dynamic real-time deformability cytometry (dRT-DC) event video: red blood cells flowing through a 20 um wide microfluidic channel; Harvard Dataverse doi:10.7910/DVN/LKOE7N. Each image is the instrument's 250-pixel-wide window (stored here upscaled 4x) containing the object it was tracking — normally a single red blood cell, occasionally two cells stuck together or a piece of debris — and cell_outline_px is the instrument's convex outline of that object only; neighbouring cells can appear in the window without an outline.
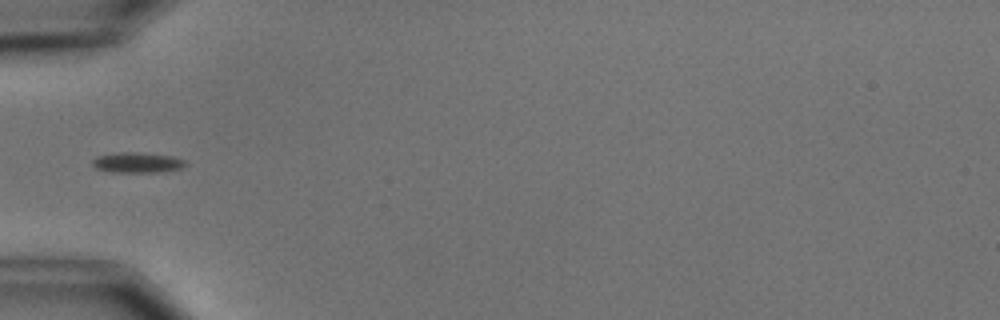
{"species": "common noctule bat (a hibernating species)", "species_latin": "Nyctalus noctula", "temperature_condition": "cold", "stored_images_in_passage": 6, "camera_frame_rate_fps": 3000, "um_per_image_px": 0.085, "animal": {"sex": "male", "body_mass_g": 15.6}, "frame": {"image": 1, "passage_image": 6, "time_ms": 6.0, "image_size_px": [1000, 320], "cell_outline_px": [[188, 164], [180, 168], [156, 172], [112, 172], [96, 168], [92, 164], [92, 160], [96, 156], [120, 152], [136, 152], [172, 156], [184, 160]], "centroid_in_image_um": [11.64, 13.81], "position_along_channel_um": 73.4, "area_um2": 10.92}}